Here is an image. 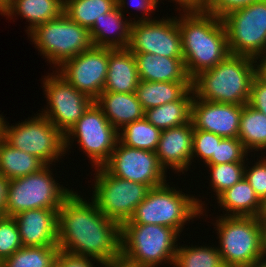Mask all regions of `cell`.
I'll return each instance as SVG.
<instances>
[{
  "instance_id": "obj_9",
  "label": "cell",
  "mask_w": 266,
  "mask_h": 267,
  "mask_svg": "<svg viewBox=\"0 0 266 267\" xmlns=\"http://www.w3.org/2000/svg\"><path fill=\"white\" fill-rule=\"evenodd\" d=\"M95 169L92 201L106 217L121 226L131 219L151 188L113 176L103 166Z\"/></svg>"
},
{
  "instance_id": "obj_43",
  "label": "cell",
  "mask_w": 266,
  "mask_h": 267,
  "mask_svg": "<svg viewBox=\"0 0 266 267\" xmlns=\"http://www.w3.org/2000/svg\"><path fill=\"white\" fill-rule=\"evenodd\" d=\"M9 182V179L0 174V216H4L6 211Z\"/></svg>"
},
{
  "instance_id": "obj_6",
  "label": "cell",
  "mask_w": 266,
  "mask_h": 267,
  "mask_svg": "<svg viewBox=\"0 0 266 267\" xmlns=\"http://www.w3.org/2000/svg\"><path fill=\"white\" fill-rule=\"evenodd\" d=\"M165 183L151 188L129 220L131 224H154L173 228L178 234L183 225L203 214V203Z\"/></svg>"
},
{
  "instance_id": "obj_39",
  "label": "cell",
  "mask_w": 266,
  "mask_h": 267,
  "mask_svg": "<svg viewBox=\"0 0 266 267\" xmlns=\"http://www.w3.org/2000/svg\"><path fill=\"white\" fill-rule=\"evenodd\" d=\"M260 0H208L204 11L222 18L229 12L246 7Z\"/></svg>"
},
{
  "instance_id": "obj_33",
  "label": "cell",
  "mask_w": 266,
  "mask_h": 267,
  "mask_svg": "<svg viewBox=\"0 0 266 267\" xmlns=\"http://www.w3.org/2000/svg\"><path fill=\"white\" fill-rule=\"evenodd\" d=\"M178 247L174 267H225L217 247Z\"/></svg>"
},
{
  "instance_id": "obj_36",
  "label": "cell",
  "mask_w": 266,
  "mask_h": 267,
  "mask_svg": "<svg viewBox=\"0 0 266 267\" xmlns=\"http://www.w3.org/2000/svg\"><path fill=\"white\" fill-rule=\"evenodd\" d=\"M22 246L16 220L13 217L0 216V264Z\"/></svg>"
},
{
  "instance_id": "obj_31",
  "label": "cell",
  "mask_w": 266,
  "mask_h": 267,
  "mask_svg": "<svg viewBox=\"0 0 266 267\" xmlns=\"http://www.w3.org/2000/svg\"><path fill=\"white\" fill-rule=\"evenodd\" d=\"M123 129V130H122ZM118 132L123 145L156 152L162 131L145 118L127 124Z\"/></svg>"
},
{
  "instance_id": "obj_11",
  "label": "cell",
  "mask_w": 266,
  "mask_h": 267,
  "mask_svg": "<svg viewBox=\"0 0 266 267\" xmlns=\"http://www.w3.org/2000/svg\"><path fill=\"white\" fill-rule=\"evenodd\" d=\"M222 20L230 53L254 59L266 53V0L233 10Z\"/></svg>"
},
{
  "instance_id": "obj_16",
  "label": "cell",
  "mask_w": 266,
  "mask_h": 267,
  "mask_svg": "<svg viewBox=\"0 0 266 267\" xmlns=\"http://www.w3.org/2000/svg\"><path fill=\"white\" fill-rule=\"evenodd\" d=\"M56 71L78 91L95 100L104 89L108 72V47L82 51L65 61Z\"/></svg>"
},
{
  "instance_id": "obj_14",
  "label": "cell",
  "mask_w": 266,
  "mask_h": 267,
  "mask_svg": "<svg viewBox=\"0 0 266 267\" xmlns=\"http://www.w3.org/2000/svg\"><path fill=\"white\" fill-rule=\"evenodd\" d=\"M128 49L133 54L150 53L169 58H183L182 37L177 17L134 20Z\"/></svg>"
},
{
  "instance_id": "obj_19",
  "label": "cell",
  "mask_w": 266,
  "mask_h": 267,
  "mask_svg": "<svg viewBox=\"0 0 266 267\" xmlns=\"http://www.w3.org/2000/svg\"><path fill=\"white\" fill-rule=\"evenodd\" d=\"M193 131L192 121L162 130L156 155L165 170L169 166L175 172L184 173V170H188V166L192 163Z\"/></svg>"
},
{
  "instance_id": "obj_41",
  "label": "cell",
  "mask_w": 266,
  "mask_h": 267,
  "mask_svg": "<svg viewBox=\"0 0 266 267\" xmlns=\"http://www.w3.org/2000/svg\"><path fill=\"white\" fill-rule=\"evenodd\" d=\"M94 259L80 257L59 251L55 259V267H93Z\"/></svg>"
},
{
  "instance_id": "obj_22",
  "label": "cell",
  "mask_w": 266,
  "mask_h": 267,
  "mask_svg": "<svg viewBox=\"0 0 266 267\" xmlns=\"http://www.w3.org/2000/svg\"><path fill=\"white\" fill-rule=\"evenodd\" d=\"M139 79L151 82L192 81L183 58H169L150 53L134 54Z\"/></svg>"
},
{
  "instance_id": "obj_8",
  "label": "cell",
  "mask_w": 266,
  "mask_h": 267,
  "mask_svg": "<svg viewBox=\"0 0 266 267\" xmlns=\"http://www.w3.org/2000/svg\"><path fill=\"white\" fill-rule=\"evenodd\" d=\"M45 165L38 172L25 177L12 179L9 182L6 211L4 216L31 209H59L62 202L73 192L60 187Z\"/></svg>"
},
{
  "instance_id": "obj_15",
  "label": "cell",
  "mask_w": 266,
  "mask_h": 267,
  "mask_svg": "<svg viewBox=\"0 0 266 267\" xmlns=\"http://www.w3.org/2000/svg\"><path fill=\"white\" fill-rule=\"evenodd\" d=\"M103 167L113 176L150 188L166 183L165 169L159 163L156 152L132 148L119 141Z\"/></svg>"
},
{
  "instance_id": "obj_4",
  "label": "cell",
  "mask_w": 266,
  "mask_h": 267,
  "mask_svg": "<svg viewBox=\"0 0 266 267\" xmlns=\"http://www.w3.org/2000/svg\"><path fill=\"white\" fill-rule=\"evenodd\" d=\"M178 236L173 228L167 226L126 221L121 225V260L135 267H157L167 261L172 265Z\"/></svg>"
},
{
  "instance_id": "obj_34",
  "label": "cell",
  "mask_w": 266,
  "mask_h": 267,
  "mask_svg": "<svg viewBox=\"0 0 266 267\" xmlns=\"http://www.w3.org/2000/svg\"><path fill=\"white\" fill-rule=\"evenodd\" d=\"M210 168L211 186L218 197L244 178L245 162L207 165Z\"/></svg>"
},
{
  "instance_id": "obj_20",
  "label": "cell",
  "mask_w": 266,
  "mask_h": 267,
  "mask_svg": "<svg viewBox=\"0 0 266 267\" xmlns=\"http://www.w3.org/2000/svg\"><path fill=\"white\" fill-rule=\"evenodd\" d=\"M125 4L126 0H117V6L113 10L95 21L94 25L89 29L93 46L113 49L128 48L133 21L129 20L128 22L127 19L123 21L122 10L123 7L126 8Z\"/></svg>"
},
{
  "instance_id": "obj_32",
  "label": "cell",
  "mask_w": 266,
  "mask_h": 267,
  "mask_svg": "<svg viewBox=\"0 0 266 267\" xmlns=\"http://www.w3.org/2000/svg\"><path fill=\"white\" fill-rule=\"evenodd\" d=\"M58 252V246H22L0 267H55Z\"/></svg>"
},
{
  "instance_id": "obj_28",
  "label": "cell",
  "mask_w": 266,
  "mask_h": 267,
  "mask_svg": "<svg viewBox=\"0 0 266 267\" xmlns=\"http://www.w3.org/2000/svg\"><path fill=\"white\" fill-rule=\"evenodd\" d=\"M45 164L24 151L13 148L0 139V174L9 180L38 172Z\"/></svg>"
},
{
  "instance_id": "obj_49",
  "label": "cell",
  "mask_w": 266,
  "mask_h": 267,
  "mask_svg": "<svg viewBox=\"0 0 266 267\" xmlns=\"http://www.w3.org/2000/svg\"><path fill=\"white\" fill-rule=\"evenodd\" d=\"M247 267H266V258H262L258 261H255L253 264Z\"/></svg>"
},
{
  "instance_id": "obj_42",
  "label": "cell",
  "mask_w": 266,
  "mask_h": 267,
  "mask_svg": "<svg viewBox=\"0 0 266 267\" xmlns=\"http://www.w3.org/2000/svg\"><path fill=\"white\" fill-rule=\"evenodd\" d=\"M128 2H131V6H133V8H135L136 10L139 9L144 11L143 15L146 13V17L144 16V19H143V15L141 18H139V21L140 20H150L149 17H147V14L148 12L150 11H153L155 8H157V4L159 2V0H129ZM136 4H134V3Z\"/></svg>"
},
{
  "instance_id": "obj_48",
  "label": "cell",
  "mask_w": 266,
  "mask_h": 267,
  "mask_svg": "<svg viewBox=\"0 0 266 267\" xmlns=\"http://www.w3.org/2000/svg\"><path fill=\"white\" fill-rule=\"evenodd\" d=\"M11 0H0V13L3 14L4 11L9 7Z\"/></svg>"
},
{
  "instance_id": "obj_26",
  "label": "cell",
  "mask_w": 266,
  "mask_h": 267,
  "mask_svg": "<svg viewBox=\"0 0 266 267\" xmlns=\"http://www.w3.org/2000/svg\"><path fill=\"white\" fill-rule=\"evenodd\" d=\"M193 99L191 88L180 100L145 110L144 118L161 131L188 124L191 122Z\"/></svg>"
},
{
  "instance_id": "obj_29",
  "label": "cell",
  "mask_w": 266,
  "mask_h": 267,
  "mask_svg": "<svg viewBox=\"0 0 266 267\" xmlns=\"http://www.w3.org/2000/svg\"><path fill=\"white\" fill-rule=\"evenodd\" d=\"M238 138L249 150L266 149V115L248 104L243 105Z\"/></svg>"
},
{
  "instance_id": "obj_27",
  "label": "cell",
  "mask_w": 266,
  "mask_h": 267,
  "mask_svg": "<svg viewBox=\"0 0 266 267\" xmlns=\"http://www.w3.org/2000/svg\"><path fill=\"white\" fill-rule=\"evenodd\" d=\"M15 12L30 21L29 33L37 25L59 17L64 12V0H11L3 15L11 17Z\"/></svg>"
},
{
  "instance_id": "obj_23",
  "label": "cell",
  "mask_w": 266,
  "mask_h": 267,
  "mask_svg": "<svg viewBox=\"0 0 266 267\" xmlns=\"http://www.w3.org/2000/svg\"><path fill=\"white\" fill-rule=\"evenodd\" d=\"M94 102L118 131L121 127L144 118L145 110L138 101L136 93L102 91Z\"/></svg>"
},
{
  "instance_id": "obj_38",
  "label": "cell",
  "mask_w": 266,
  "mask_h": 267,
  "mask_svg": "<svg viewBox=\"0 0 266 267\" xmlns=\"http://www.w3.org/2000/svg\"><path fill=\"white\" fill-rule=\"evenodd\" d=\"M266 157L259 160L249 169H244V178L254 189L258 198L262 201L266 198Z\"/></svg>"
},
{
  "instance_id": "obj_50",
  "label": "cell",
  "mask_w": 266,
  "mask_h": 267,
  "mask_svg": "<svg viewBox=\"0 0 266 267\" xmlns=\"http://www.w3.org/2000/svg\"><path fill=\"white\" fill-rule=\"evenodd\" d=\"M5 121L2 115H0V139L4 136V127H5Z\"/></svg>"
},
{
  "instance_id": "obj_47",
  "label": "cell",
  "mask_w": 266,
  "mask_h": 267,
  "mask_svg": "<svg viewBox=\"0 0 266 267\" xmlns=\"http://www.w3.org/2000/svg\"><path fill=\"white\" fill-rule=\"evenodd\" d=\"M102 266H104V267H135V266H132V265H129V264L123 262L122 260H119L116 262L103 263Z\"/></svg>"
},
{
  "instance_id": "obj_45",
  "label": "cell",
  "mask_w": 266,
  "mask_h": 267,
  "mask_svg": "<svg viewBox=\"0 0 266 267\" xmlns=\"http://www.w3.org/2000/svg\"><path fill=\"white\" fill-rule=\"evenodd\" d=\"M262 59H261V58ZM258 59H260L259 60V64H258V62H257V60ZM255 61H256V63L258 64H256V75L261 79V80H263L264 82H266V53L265 54H261V55H258L256 58H255Z\"/></svg>"
},
{
  "instance_id": "obj_7",
  "label": "cell",
  "mask_w": 266,
  "mask_h": 267,
  "mask_svg": "<svg viewBox=\"0 0 266 267\" xmlns=\"http://www.w3.org/2000/svg\"><path fill=\"white\" fill-rule=\"evenodd\" d=\"M28 34L47 61L59 67L93 47L90 30L72 21L64 12L51 21L37 25Z\"/></svg>"
},
{
  "instance_id": "obj_40",
  "label": "cell",
  "mask_w": 266,
  "mask_h": 267,
  "mask_svg": "<svg viewBox=\"0 0 266 267\" xmlns=\"http://www.w3.org/2000/svg\"><path fill=\"white\" fill-rule=\"evenodd\" d=\"M247 104L266 115V82L257 75L253 79Z\"/></svg>"
},
{
  "instance_id": "obj_12",
  "label": "cell",
  "mask_w": 266,
  "mask_h": 267,
  "mask_svg": "<svg viewBox=\"0 0 266 267\" xmlns=\"http://www.w3.org/2000/svg\"><path fill=\"white\" fill-rule=\"evenodd\" d=\"M118 130L113 127L101 108L93 102L82 117L67 131L65 150L71 138L77 137V143L91 159L95 167L103 166L119 141ZM72 136V137H71Z\"/></svg>"
},
{
  "instance_id": "obj_21",
  "label": "cell",
  "mask_w": 266,
  "mask_h": 267,
  "mask_svg": "<svg viewBox=\"0 0 266 267\" xmlns=\"http://www.w3.org/2000/svg\"><path fill=\"white\" fill-rule=\"evenodd\" d=\"M139 81L134 54L128 48L108 47V72L103 91L135 93Z\"/></svg>"
},
{
  "instance_id": "obj_46",
  "label": "cell",
  "mask_w": 266,
  "mask_h": 267,
  "mask_svg": "<svg viewBox=\"0 0 266 267\" xmlns=\"http://www.w3.org/2000/svg\"><path fill=\"white\" fill-rule=\"evenodd\" d=\"M260 225L263 227L264 231L266 232V198L261 202V209L259 215L257 216Z\"/></svg>"
},
{
  "instance_id": "obj_25",
  "label": "cell",
  "mask_w": 266,
  "mask_h": 267,
  "mask_svg": "<svg viewBox=\"0 0 266 267\" xmlns=\"http://www.w3.org/2000/svg\"><path fill=\"white\" fill-rule=\"evenodd\" d=\"M192 88V81L151 82L140 80L136 96L144 110L180 100Z\"/></svg>"
},
{
  "instance_id": "obj_30",
  "label": "cell",
  "mask_w": 266,
  "mask_h": 267,
  "mask_svg": "<svg viewBox=\"0 0 266 267\" xmlns=\"http://www.w3.org/2000/svg\"><path fill=\"white\" fill-rule=\"evenodd\" d=\"M117 6V0H64V13L79 25L90 29L96 20Z\"/></svg>"
},
{
  "instance_id": "obj_18",
  "label": "cell",
  "mask_w": 266,
  "mask_h": 267,
  "mask_svg": "<svg viewBox=\"0 0 266 267\" xmlns=\"http://www.w3.org/2000/svg\"><path fill=\"white\" fill-rule=\"evenodd\" d=\"M58 209H31L13 218L23 246H58Z\"/></svg>"
},
{
  "instance_id": "obj_2",
  "label": "cell",
  "mask_w": 266,
  "mask_h": 267,
  "mask_svg": "<svg viewBox=\"0 0 266 267\" xmlns=\"http://www.w3.org/2000/svg\"><path fill=\"white\" fill-rule=\"evenodd\" d=\"M178 17L186 72L193 80L230 54L222 18L204 10H183Z\"/></svg>"
},
{
  "instance_id": "obj_35",
  "label": "cell",
  "mask_w": 266,
  "mask_h": 267,
  "mask_svg": "<svg viewBox=\"0 0 266 267\" xmlns=\"http://www.w3.org/2000/svg\"><path fill=\"white\" fill-rule=\"evenodd\" d=\"M223 137L209 131L194 129L192 144V159L196 155L203 159L206 165H216L217 144Z\"/></svg>"
},
{
  "instance_id": "obj_3",
  "label": "cell",
  "mask_w": 266,
  "mask_h": 267,
  "mask_svg": "<svg viewBox=\"0 0 266 267\" xmlns=\"http://www.w3.org/2000/svg\"><path fill=\"white\" fill-rule=\"evenodd\" d=\"M254 63L252 57L230 53L212 69L201 72L192 80L194 95L209 102L247 104L256 76Z\"/></svg>"
},
{
  "instance_id": "obj_44",
  "label": "cell",
  "mask_w": 266,
  "mask_h": 267,
  "mask_svg": "<svg viewBox=\"0 0 266 267\" xmlns=\"http://www.w3.org/2000/svg\"><path fill=\"white\" fill-rule=\"evenodd\" d=\"M180 5L183 10H204L208 0H173Z\"/></svg>"
},
{
  "instance_id": "obj_10",
  "label": "cell",
  "mask_w": 266,
  "mask_h": 267,
  "mask_svg": "<svg viewBox=\"0 0 266 267\" xmlns=\"http://www.w3.org/2000/svg\"><path fill=\"white\" fill-rule=\"evenodd\" d=\"M29 119L15 126L5 123L2 139L13 148L36 156L45 165H52L66 153L65 136L40 113Z\"/></svg>"
},
{
  "instance_id": "obj_17",
  "label": "cell",
  "mask_w": 266,
  "mask_h": 267,
  "mask_svg": "<svg viewBox=\"0 0 266 267\" xmlns=\"http://www.w3.org/2000/svg\"><path fill=\"white\" fill-rule=\"evenodd\" d=\"M243 105L209 102L194 95L191 121L194 129L223 138H238Z\"/></svg>"
},
{
  "instance_id": "obj_5",
  "label": "cell",
  "mask_w": 266,
  "mask_h": 267,
  "mask_svg": "<svg viewBox=\"0 0 266 267\" xmlns=\"http://www.w3.org/2000/svg\"><path fill=\"white\" fill-rule=\"evenodd\" d=\"M215 224L225 267H247L266 257V232L258 217L219 216Z\"/></svg>"
},
{
  "instance_id": "obj_24",
  "label": "cell",
  "mask_w": 266,
  "mask_h": 267,
  "mask_svg": "<svg viewBox=\"0 0 266 267\" xmlns=\"http://www.w3.org/2000/svg\"><path fill=\"white\" fill-rule=\"evenodd\" d=\"M220 207L230 213L224 216L257 217L261 209V200L249 182L243 178L217 197Z\"/></svg>"
},
{
  "instance_id": "obj_1",
  "label": "cell",
  "mask_w": 266,
  "mask_h": 267,
  "mask_svg": "<svg viewBox=\"0 0 266 267\" xmlns=\"http://www.w3.org/2000/svg\"><path fill=\"white\" fill-rule=\"evenodd\" d=\"M59 251L102 265L121 260V226L72 192L57 211Z\"/></svg>"
},
{
  "instance_id": "obj_37",
  "label": "cell",
  "mask_w": 266,
  "mask_h": 267,
  "mask_svg": "<svg viewBox=\"0 0 266 267\" xmlns=\"http://www.w3.org/2000/svg\"><path fill=\"white\" fill-rule=\"evenodd\" d=\"M248 151L239 138H223L216 149V165L244 162ZM244 159V160H243Z\"/></svg>"
},
{
  "instance_id": "obj_13",
  "label": "cell",
  "mask_w": 266,
  "mask_h": 267,
  "mask_svg": "<svg viewBox=\"0 0 266 267\" xmlns=\"http://www.w3.org/2000/svg\"><path fill=\"white\" fill-rule=\"evenodd\" d=\"M43 85L49 109L46 108L40 114L65 135L94 100L78 91L59 73L45 76Z\"/></svg>"
}]
</instances>
